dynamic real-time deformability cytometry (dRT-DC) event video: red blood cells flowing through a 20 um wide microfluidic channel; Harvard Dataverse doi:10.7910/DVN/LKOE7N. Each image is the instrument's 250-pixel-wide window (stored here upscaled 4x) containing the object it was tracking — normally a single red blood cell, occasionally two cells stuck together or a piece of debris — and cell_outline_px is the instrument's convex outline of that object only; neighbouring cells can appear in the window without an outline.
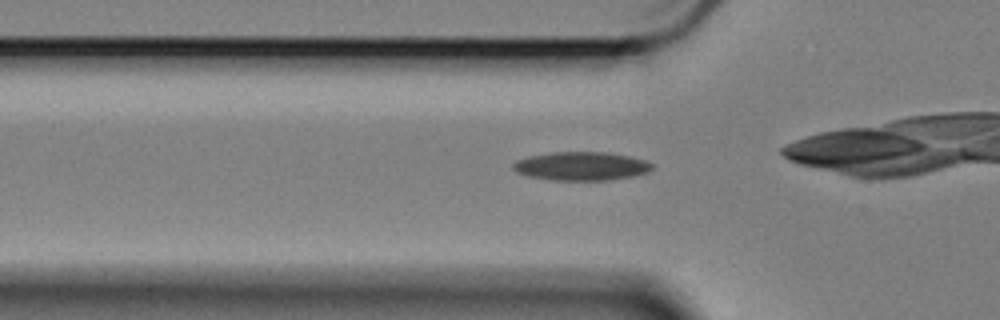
{"species": "Egyptian fruit bat (a non-hibernating species)", "species_latin": "Rousettus aegyptiacus", "temperature_condition": "cold", "stored_images_in_passage": 34, "camera_frame_rate_fps": 3000, "um_per_image_px": 0.085, "animal": {"sex": "female"}, "frame": {"image": 1, "passage_image": 6, "time_ms": 1.667, "image_size_px": [1000, 320], "cell_outline_px": [[652, 168], [648, 172], [632, 176], [608, 180], [552, 180], [528, 176], [516, 172], [512, 168], [512, 164], [516, 160], [528, 156], [552, 152], [604, 152], [628, 156], [644, 160], [652, 164]], "centroid_in_image_um": [49.36, 14.12], "position_along_channel_um": 76.4, "area_um2": 23.06}}
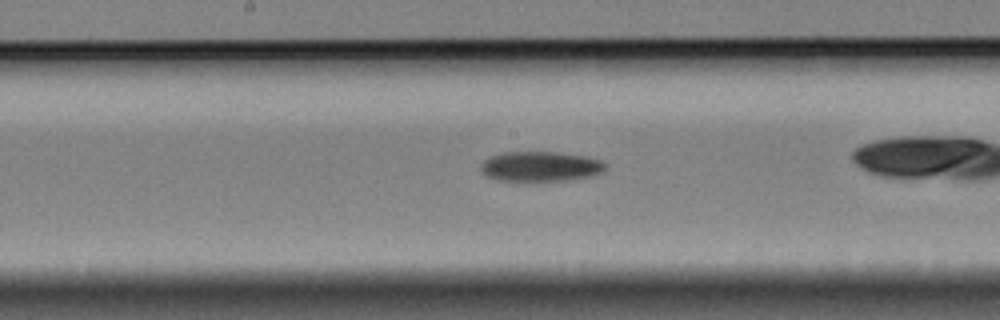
{"frame": {"image": 2, "passage_image": 17, "time_ms": 5.333, "image_size_px": [1000, 320], "cell_outline_px": [[608, 164], [600, 172], [592, 176], [568, 180], [496, 180], [488, 176], [480, 168], [480, 164], [484, 160], [492, 156], [504, 152], [556, 152], [584, 156], [600, 160]], "centroid_in_image_um": [45.94, 14.14], "position_along_channel_um": 202.3, "area_um2": 21.44}}
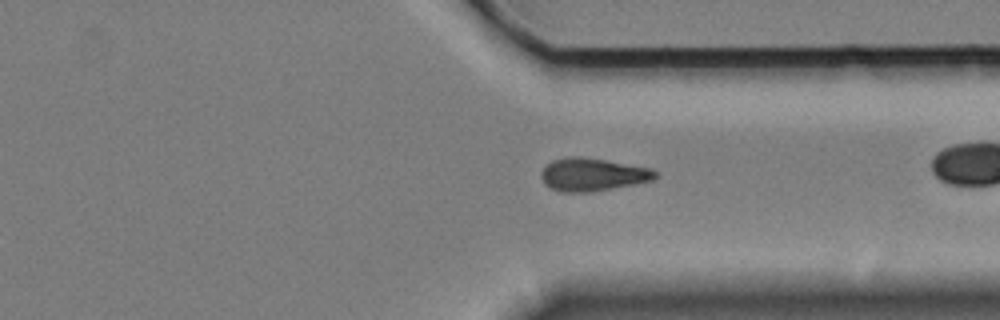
{"frame": {"image": 3, "passage_image": 31, "time_ms": 10.0, "image_size_px": [1000, 320], "cell_outline_px": [[656, 176], [652, 180], [592, 192], [560, 192], [544, 184], [540, 176], [540, 172], [552, 160], [568, 156], [580, 156], [604, 160], [648, 168], [656, 172]], "centroid_in_image_um": [50.29, 14.84], "position_along_channel_um": 361.1, "area_um2": 21.56}}